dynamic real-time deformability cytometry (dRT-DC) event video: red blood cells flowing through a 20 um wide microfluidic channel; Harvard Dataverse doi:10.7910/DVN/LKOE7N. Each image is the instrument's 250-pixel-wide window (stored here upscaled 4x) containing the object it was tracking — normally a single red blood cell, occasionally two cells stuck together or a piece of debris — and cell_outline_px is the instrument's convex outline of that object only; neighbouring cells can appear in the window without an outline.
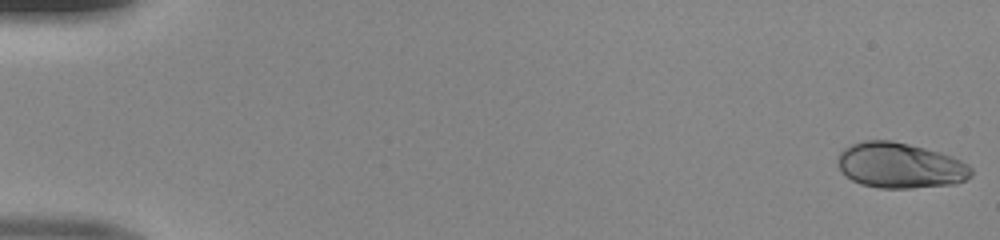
{"species": "human", "species_latin": "Homo sapiens", "temperature_condition": "room temperature", "stored_images_in_passage": 50, "camera_frame_rate_fps": 3000, "um_per_image_px": 0.085, "donor": {"sex": "male"}, "frame": {"image": 1, "passage_image": 1, "time_ms": 0.0, "image_size_px": [1000, 240], "cell_outline_px": [[972, 176], [956, 184], [912, 188], [880, 188], [860, 184], [852, 180], [840, 168], [836, 160], [840, 152], [844, 148], [852, 144], [864, 140], [892, 140], [940, 152], [952, 156], [968, 164], [972, 168]], "centroid_in_image_um": [76.52, 14.06], "position_along_channel_um": 8.5, "area_um2": 35.43}}
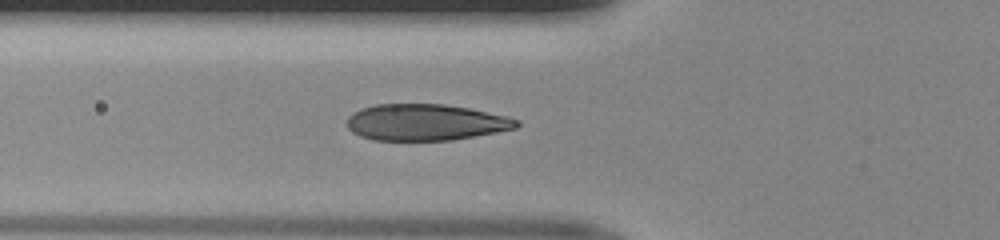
{"frame": {"image": 2, "passage_image": 19, "time_ms": 6.0, "image_size_px": [1000, 240], "cell_outline_px": [[520, 124], [516, 128], [496, 132], [452, 140], [376, 140], [360, 136], [352, 132], [348, 128], [348, 116], [352, 112], [360, 108], [376, 104], [444, 104], [468, 108], [508, 116], [520, 120]], "centroid_in_image_um": [36.17, 10.39], "position_along_channel_um": 89.6, "area_um2": 36.01}}
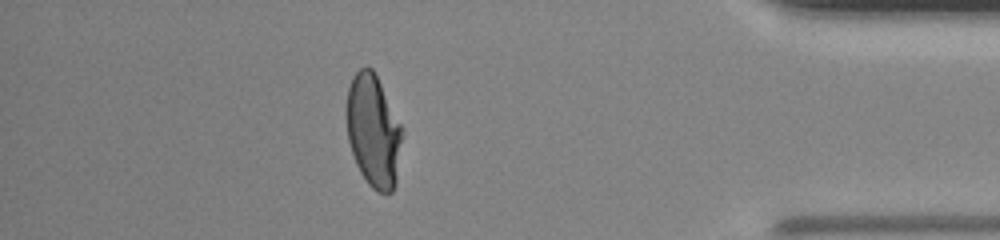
{"frame": {"image": 3, "passage_image": 44, "time_ms": 14.333, "image_size_px": [1000, 240], "cell_outline_px": [[404, 132], [396, 184], [392, 192], [380, 192], [372, 188], [368, 184], [360, 172], [356, 164], [348, 140], [344, 112], [344, 108], [348, 88], [352, 76], [360, 68], [372, 68], [404, 128]], "centroid_in_image_um": [31.73, 11.12], "position_along_channel_um": 403.5, "area_um2": 37.22}}